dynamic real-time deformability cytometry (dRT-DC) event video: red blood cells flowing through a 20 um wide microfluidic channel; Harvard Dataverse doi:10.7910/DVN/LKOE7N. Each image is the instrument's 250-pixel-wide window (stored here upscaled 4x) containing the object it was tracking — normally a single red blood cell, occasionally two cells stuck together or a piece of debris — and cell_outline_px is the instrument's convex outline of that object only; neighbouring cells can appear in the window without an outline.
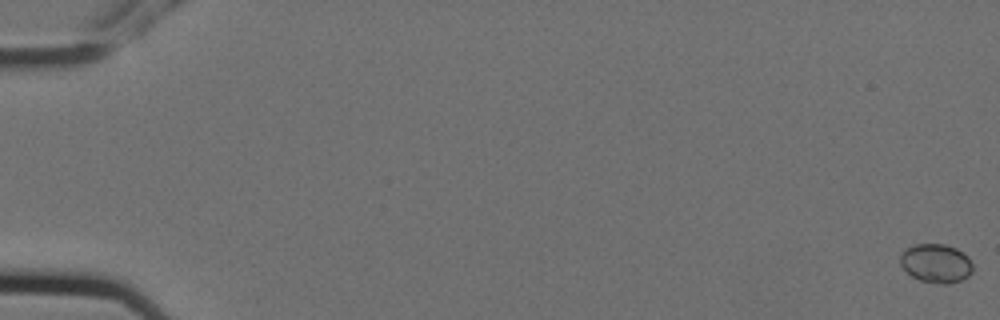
{"species": "Egyptian fruit bat (a non-hibernating species)", "species_latin": "Rousettus aegyptiacus", "temperature_condition": "cold", "stored_images_in_passage": 9, "camera_frame_rate_fps": 3000, "um_per_image_px": 0.085, "animal": {"sex": "female"}, "frame": {"image": 1, "passage_image": 1, "time_ms": 0.0, "image_size_px": [1000, 320], "cell_outline_px": [[972, 272], [968, 276], [960, 280], [948, 284], [940, 284], [920, 280], [912, 276], [900, 264], [900, 252], [916, 244], [944, 244], [956, 248], [968, 256], [972, 264]], "centroid_in_image_um": [79.56, 22.38], "position_along_channel_um": 5.4, "area_um2": 16.36}}
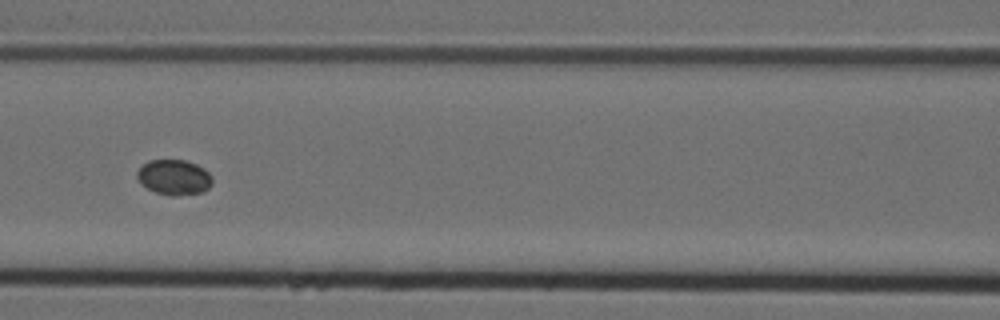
{"frame": {"image": 2, "passage_image": 8, "time_ms": 2.333, "image_size_px": [1000, 320], "cell_outline_px": [[212, 184], [208, 188], [200, 192], [176, 196], [172, 196], [156, 192], [140, 184], [136, 176], [136, 172], [148, 160], [184, 160], [196, 164], [204, 168], [212, 176]], "centroid_in_image_um": [14.79, 15.06], "position_along_channel_um": 151.8, "area_um2": 15.43}}
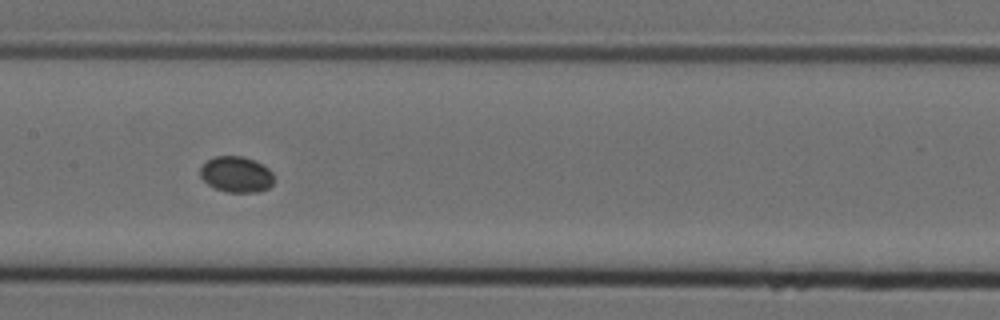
{"frame": {"image": 3, "passage_image": 9, "time_ms": 2.667, "image_size_px": [1000, 320], "cell_outline_px": [[272, 184], [268, 188], [260, 192], [228, 192], [216, 188], [208, 184], [200, 176], [200, 168], [208, 160], [216, 156], [244, 156], [268, 168], [272, 172]], "centroid_in_image_um": [20.08, 14.83], "position_along_channel_um": 187.3, "area_um2": 15.2}}